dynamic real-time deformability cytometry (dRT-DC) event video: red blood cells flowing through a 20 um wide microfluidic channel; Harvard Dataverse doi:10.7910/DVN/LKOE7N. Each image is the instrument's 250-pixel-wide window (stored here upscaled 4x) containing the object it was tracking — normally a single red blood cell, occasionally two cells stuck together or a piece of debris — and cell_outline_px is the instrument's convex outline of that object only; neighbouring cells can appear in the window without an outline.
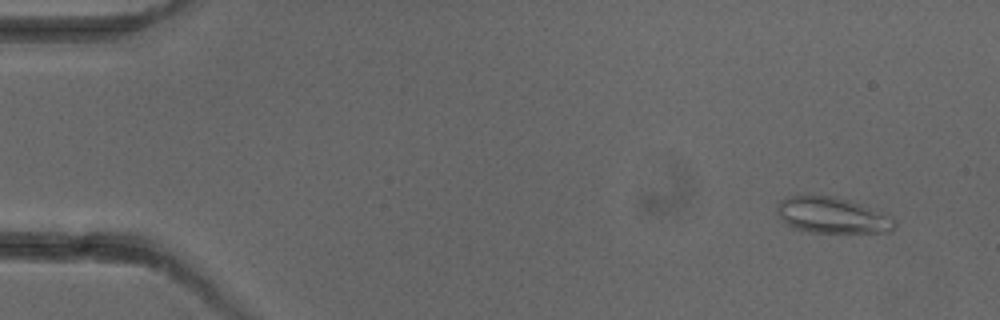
{"species": "common noctule bat (a hibernating species)", "species_latin": "Nyctalus noctula", "temperature_condition": "cold", "stored_images_in_passage": 6, "camera_frame_rate_fps": 3000, "um_per_image_px": 0.085, "animal": {"sex": "female"}, "frame": {"image": 1, "passage_image": 1, "time_ms": 0.0, "image_size_px": [1000, 320], "cell_outline_px": [[896, 228], [892, 232], [808, 232], [796, 228], [788, 224], [776, 212], [776, 204], [780, 200], [788, 196], [832, 196], [848, 200], [888, 212], [896, 220]], "centroid_in_image_um": [70.82, 18.3], "position_along_channel_um": 14.2, "area_um2": 24.85}}
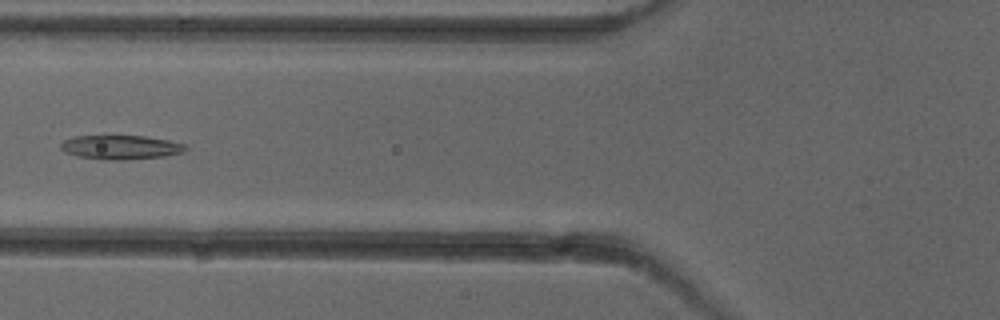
{"frame": {"image": 2, "passage_image": 5, "time_ms": 5.667, "image_size_px": [1000, 320], "cell_outline_px": [[188, 148], [184, 152], [164, 156], [124, 160], [100, 160], [76, 156], [64, 152], [60, 148], [60, 144], [64, 140], [76, 136], [144, 136], [168, 140], [188, 144]], "centroid_in_image_um": [10.27, 12.53], "position_along_channel_um": 115.5, "area_um2": 17.74}}
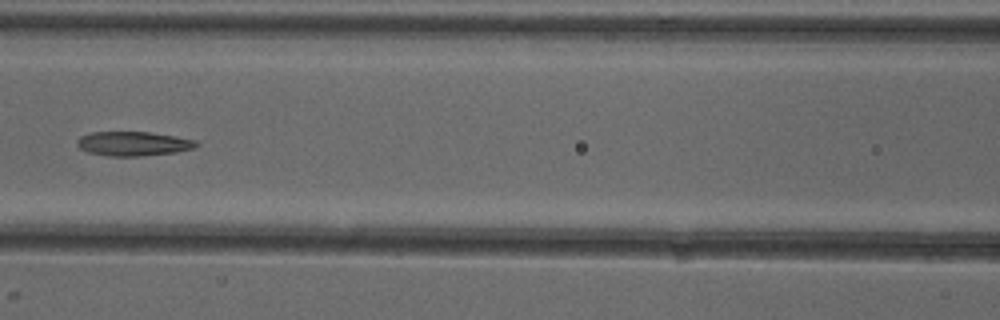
{"frame": {"image": 3, "passage_image": 6, "time_ms": 6.667, "image_size_px": [1000, 320], "cell_outline_px": [[200, 144], [192, 148], [176, 152], [144, 156], [108, 156], [88, 152], [80, 148], [76, 144], [76, 140], [80, 136], [92, 132], [148, 132], [176, 136], [196, 140]], "centroid_in_image_um": [11.32, 12.21], "position_along_channel_um": 155.3, "area_um2": 16.94}}